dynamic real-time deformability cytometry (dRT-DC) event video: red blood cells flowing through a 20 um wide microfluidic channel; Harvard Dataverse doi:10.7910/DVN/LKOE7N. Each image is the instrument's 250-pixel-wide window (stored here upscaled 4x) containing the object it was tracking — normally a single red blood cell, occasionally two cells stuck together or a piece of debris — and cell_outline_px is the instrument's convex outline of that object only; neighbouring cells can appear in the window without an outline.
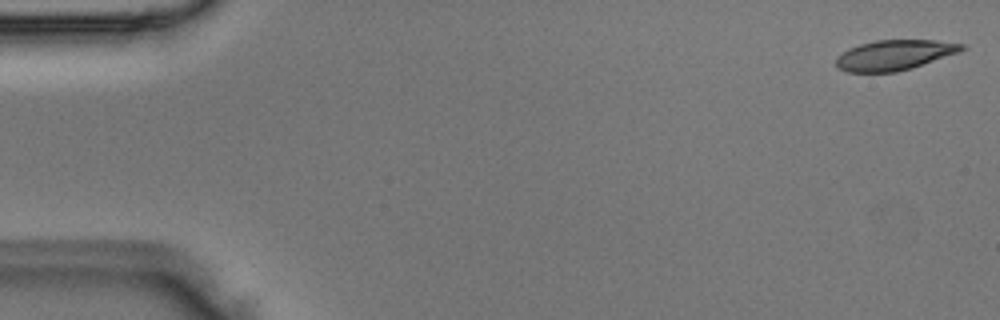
{"species": "Egyptian fruit bat (a non-hibernating species)", "species_latin": "Rousettus aegyptiacus", "temperature_condition": "room temperature", "stored_images_in_passage": 4, "camera_frame_rate_fps": 3000, "um_per_image_px": 0.085, "animal": {"sex": "male"}, "frame": {"image": 1, "passage_image": 1, "time_ms": 0.0, "image_size_px": [1000, 320], "cell_outline_px": [[968, 48], [960, 52], [912, 68], [896, 72], [848, 72], [840, 68], [836, 64], [836, 56], [848, 48], [860, 44], [876, 40], [936, 40], [964, 44]], "centroid_in_image_um": [76.05, 4.67], "position_along_channel_um": 8.9, "area_um2": 22.2}}
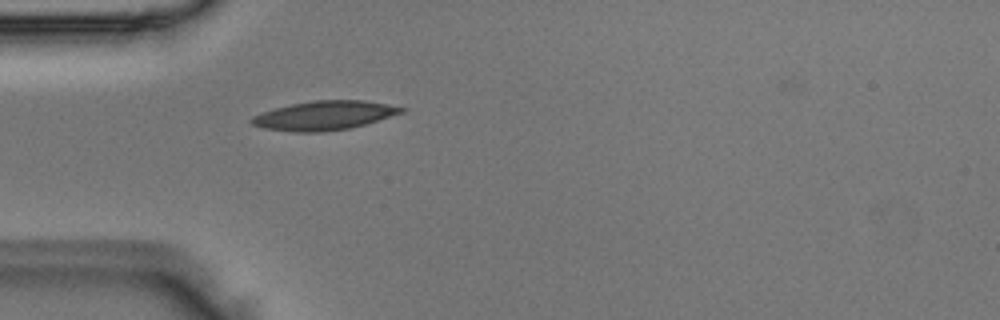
{"frame": {"image": 2, "passage_image": 4, "time_ms": 1.0, "image_size_px": [1000, 320], "cell_outline_px": [[408, 108], [404, 112], [364, 124], [348, 128], [320, 132], [296, 132], [264, 128], [252, 124], [248, 120], [252, 116], [276, 108], [292, 104], [312, 100], [364, 100]], "centroid_in_image_um": [27.56, 9.81], "position_along_channel_um": 57.4, "area_um2": 25.09}}